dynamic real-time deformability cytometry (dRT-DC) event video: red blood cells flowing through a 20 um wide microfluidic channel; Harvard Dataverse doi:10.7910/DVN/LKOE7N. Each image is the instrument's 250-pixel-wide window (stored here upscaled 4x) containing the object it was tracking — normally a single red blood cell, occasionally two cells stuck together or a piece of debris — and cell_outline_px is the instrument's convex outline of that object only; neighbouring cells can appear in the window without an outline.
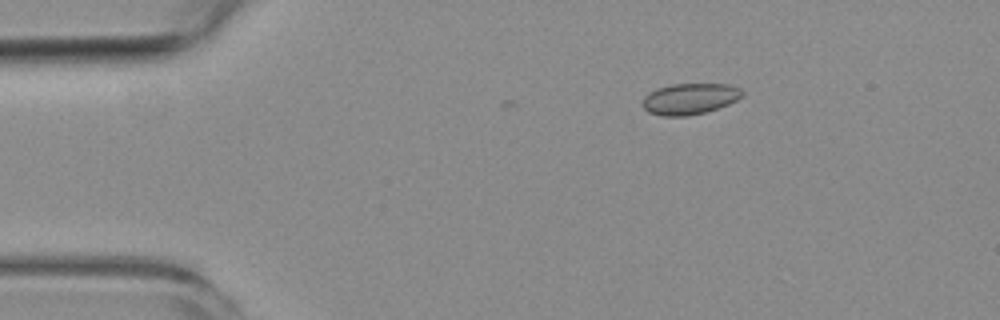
{"species": "common noctule bat (a hibernating species)", "species_latin": "Nyctalus noctula", "temperature_condition": "room temperature", "stored_images_in_passage": 2, "camera_frame_rate_fps": 3000, "um_per_image_px": 0.085, "animal": {"sex": "female", "body_mass_g": 19.3, "forearm_length_mm": 54.1}, "frame": {"image": 1, "passage_image": 1, "time_ms": 0.0, "image_size_px": [1000, 320], "cell_outline_px": [[744, 92], [736, 100], [728, 104], [704, 112], [688, 116], [664, 116], [648, 112], [640, 104], [644, 96], [648, 92], [656, 88], [672, 84], [728, 84], [740, 88]], "centroid_in_image_um": [58.57, 8.39], "position_along_channel_um": 26.4, "area_um2": 18.09}}